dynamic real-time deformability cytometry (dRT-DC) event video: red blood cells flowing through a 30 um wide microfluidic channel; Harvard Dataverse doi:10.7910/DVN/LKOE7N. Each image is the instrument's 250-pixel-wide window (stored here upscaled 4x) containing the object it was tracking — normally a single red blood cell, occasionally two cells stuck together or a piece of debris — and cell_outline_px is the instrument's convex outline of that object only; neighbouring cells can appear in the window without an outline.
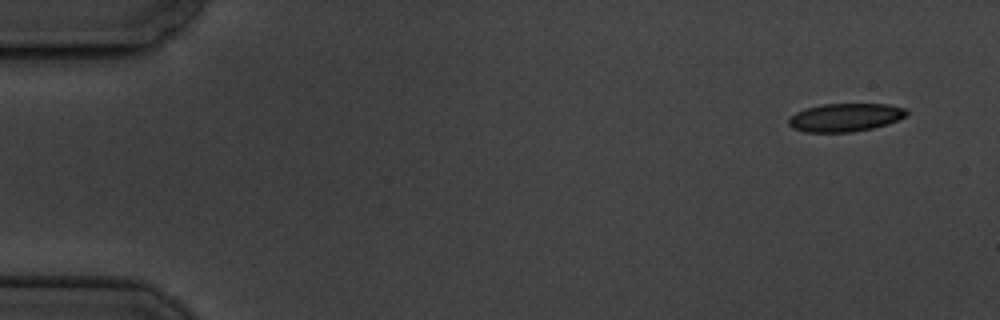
{"species": "common noctule bat (a hibernating species)", "species_latin": "Nyctalus noctula", "temperature_condition": "cold", "stored_images_in_passage": 5, "camera_frame_rate_fps": 3000, "um_per_image_px": 0.085, "animal": {"sex": "male", "body_mass_g": 19.5, "forearm_length_mm": 54.6}, "frame": {"image": 1, "passage_image": 1, "time_ms": 0.0, "image_size_px": [1000, 320], "cell_outline_px": [[908, 112], [904, 116], [888, 124], [872, 128], [852, 132], [804, 132], [792, 128], [788, 124], [788, 120], [796, 112], [804, 108], [820, 104], [888, 104], [908, 108]], "centroid_in_image_um": [71.83, 9.97], "position_along_channel_um": 13.2, "area_um2": 19.48}}
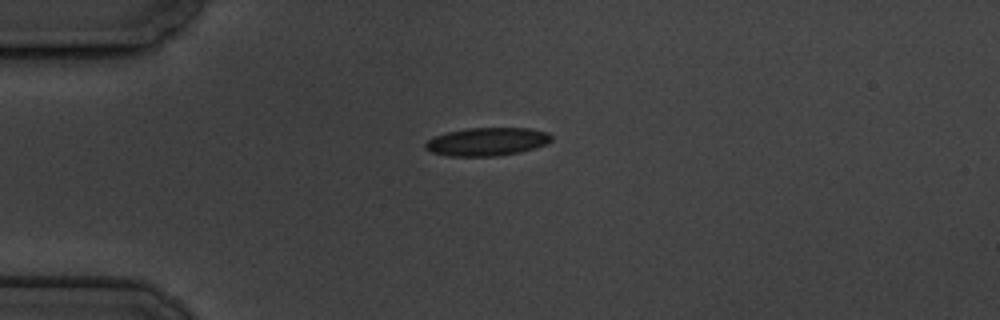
{"frame": {"image": 2, "passage_image": 4, "time_ms": 3.667, "image_size_px": [1000, 320], "cell_outline_px": [[552, 140], [536, 148], [520, 152], [496, 156], [448, 156], [432, 152], [424, 148], [424, 144], [428, 140], [436, 136], [448, 132], [468, 128], [528, 128], [548, 132], [552, 136]], "centroid_in_image_um": [41.41, 12.04], "position_along_channel_um": 43.6, "area_um2": 20.63}}